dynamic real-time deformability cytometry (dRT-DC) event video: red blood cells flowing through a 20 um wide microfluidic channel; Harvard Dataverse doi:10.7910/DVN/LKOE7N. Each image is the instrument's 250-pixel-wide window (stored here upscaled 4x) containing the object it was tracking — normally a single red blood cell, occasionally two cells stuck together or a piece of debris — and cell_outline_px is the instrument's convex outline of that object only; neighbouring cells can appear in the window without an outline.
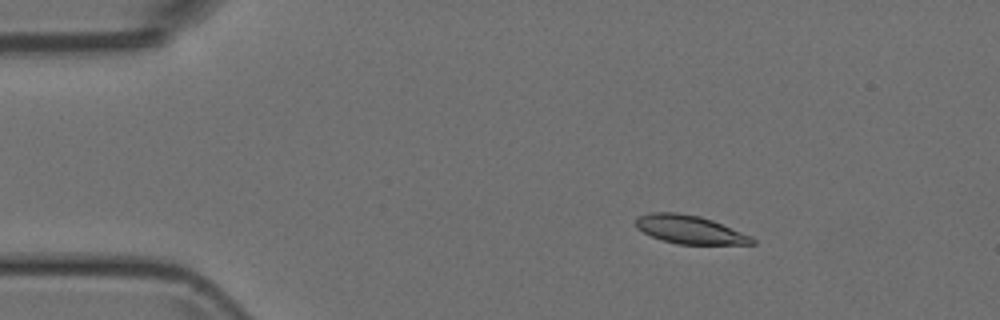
{"species": "Egyptian fruit bat (a non-hibernating species)", "species_latin": "Rousettus aegyptiacus", "temperature_condition": "room temperature", "stored_images_in_passage": 50, "camera_frame_rate_fps": 3000, "um_per_image_px": 0.085, "animal": {"sex": "female"}, "frame": {"image": 1, "passage_image": 8, "time_ms": 2.333, "image_size_px": [1000, 320], "cell_outline_px": [[756, 244], [676, 244], [652, 236], [636, 228], [636, 220], [640, 216], [652, 212], [676, 212], [700, 216], [712, 220], [752, 236], [756, 240]], "centroid_in_image_um": [58.66, 19.51], "position_along_channel_um": 26.3, "area_um2": 19.07}}
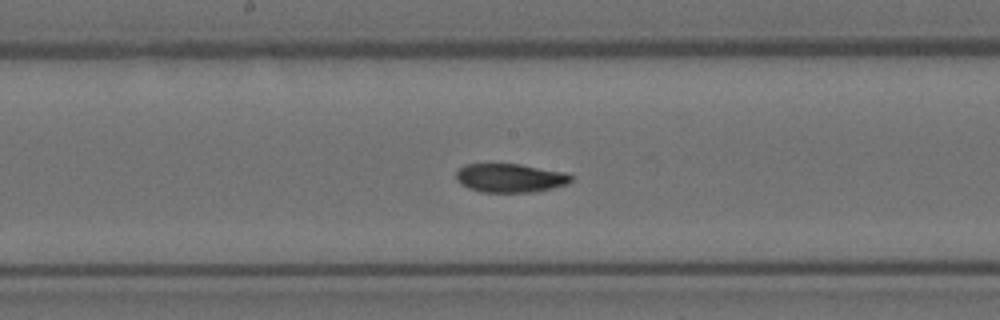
{"frame": {"image": 2, "passage_image": 26, "time_ms": 8.333, "image_size_px": [1000, 320], "cell_outline_px": [[572, 180], [568, 184], [552, 188], [532, 192], [480, 192], [468, 188], [460, 184], [456, 180], [456, 172], [464, 164], [520, 164], [568, 172], [572, 176]], "centroid_in_image_um": [43.37, 15.12], "position_along_channel_um": 204.8, "area_um2": 19.48}}
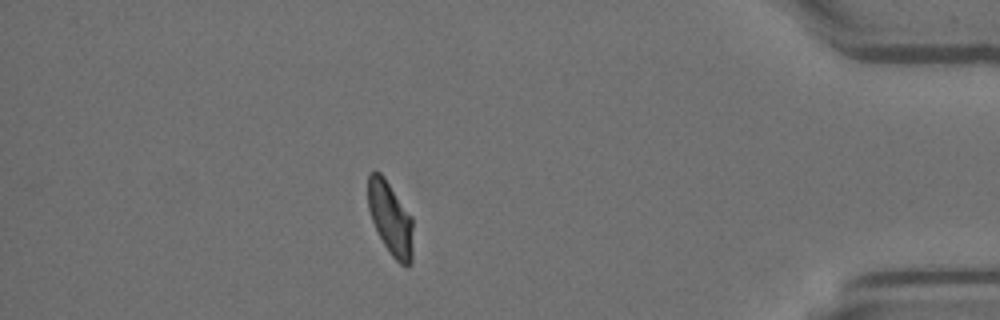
{"frame": {"image": 3, "passage_image": 44, "time_ms": 14.333, "image_size_px": [1000, 320], "cell_outline_px": [[412, 260], [408, 264], [400, 264], [392, 256], [384, 244], [372, 220], [368, 208], [368, 172], [380, 172], [384, 176], [412, 216]], "centroid_in_image_um": [33.18, 18.53], "position_along_channel_um": 402.0, "area_um2": 19.02}}